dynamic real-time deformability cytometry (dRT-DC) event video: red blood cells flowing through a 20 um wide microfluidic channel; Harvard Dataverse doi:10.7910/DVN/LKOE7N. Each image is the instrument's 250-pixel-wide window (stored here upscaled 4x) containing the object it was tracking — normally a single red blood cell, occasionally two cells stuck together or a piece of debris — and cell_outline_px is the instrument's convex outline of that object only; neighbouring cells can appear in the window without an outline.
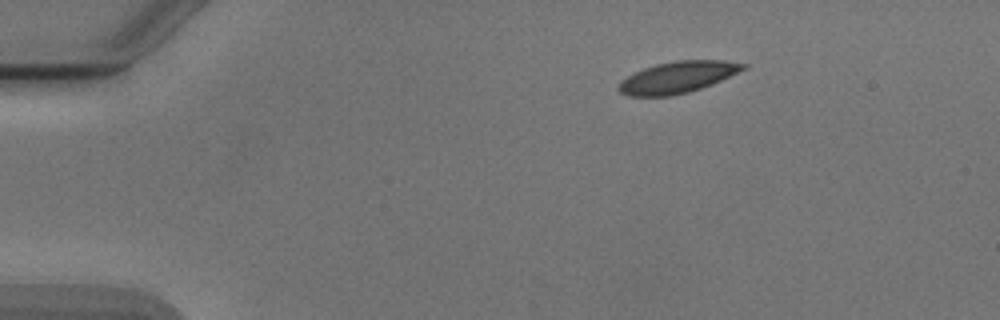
{"species": "Egyptian fruit bat (a non-hibernating species)", "species_latin": "Rousettus aegyptiacus", "temperature_condition": "cold", "stored_images_in_passage": 3, "camera_frame_rate_fps": 3000, "um_per_image_px": 0.085, "animal": {"sex": "male"}, "frame": {"image": 1, "passage_image": 1, "time_ms": 0.0, "image_size_px": [1000, 320], "cell_outline_px": [[748, 68], [720, 80], [700, 88], [688, 92], [668, 96], [628, 96], [620, 92], [616, 88], [620, 80], [644, 68], [656, 64], [676, 60], [724, 60], [748, 64]], "centroid_in_image_um": [57.58, 6.56], "position_along_channel_um": 27.4, "area_um2": 22.77}}